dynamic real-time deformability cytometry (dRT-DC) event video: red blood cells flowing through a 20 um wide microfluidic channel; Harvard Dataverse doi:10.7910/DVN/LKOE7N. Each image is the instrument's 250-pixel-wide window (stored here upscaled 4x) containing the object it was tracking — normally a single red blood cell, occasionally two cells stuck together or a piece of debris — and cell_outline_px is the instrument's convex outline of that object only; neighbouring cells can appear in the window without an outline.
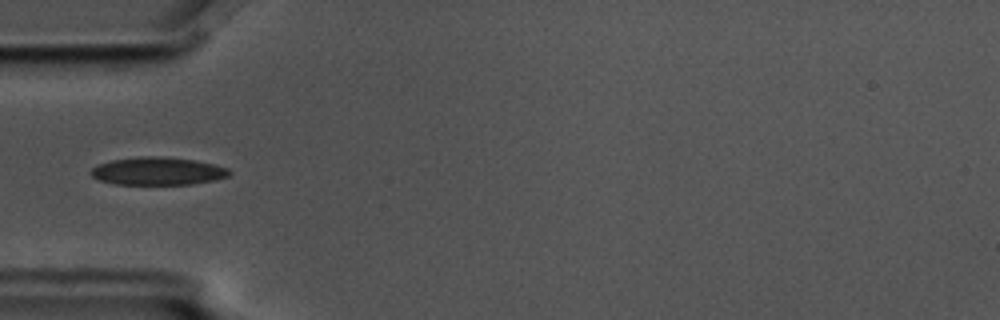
{"species": "common noctule bat (a hibernating species)", "species_latin": "Nyctalus noctula", "temperature_condition": "cold", "stored_images_in_passage": 7, "camera_frame_rate_fps": 3000, "um_per_image_px": 0.085, "animal": {"sex": "male", "body_mass_g": 17.5, "forearm_length_mm": 52.3}, "frame": {"image": 1, "passage_image": 5, "time_ms": 1.333, "image_size_px": [1000, 320], "cell_outline_px": [[232, 172], [228, 176], [216, 180], [192, 184], [116, 184], [100, 180], [92, 176], [88, 172], [96, 164], [112, 160], [140, 156], [164, 156], [192, 160], [212, 164], [228, 168]], "centroid_in_image_um": [13.39, 14.54], "position_along_channel_um": 71.6, "area_um2": 22.48}}